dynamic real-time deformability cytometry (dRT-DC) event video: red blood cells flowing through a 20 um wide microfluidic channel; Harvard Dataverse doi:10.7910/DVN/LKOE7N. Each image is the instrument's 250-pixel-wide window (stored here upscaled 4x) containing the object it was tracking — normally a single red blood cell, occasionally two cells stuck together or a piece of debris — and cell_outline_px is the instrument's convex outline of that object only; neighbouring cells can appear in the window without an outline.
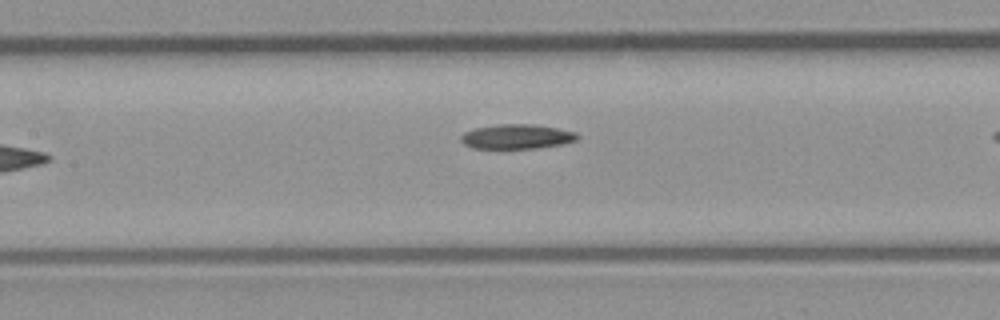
{"species": "common noctule bat (a hibernating species)", "species_latin": "Nyctalus noctula", "temperature_condition": "room temperature", "stored_images_in_passage": 8, "camera_frame_rate_fps": 3000, "um_per_image_px": 0.085, "animal": {"sex": "male", "body_mass_g": 23.1, "forearm_length_mm": 52.7}, "frame": {"image": 1, "passage_image": 7, "time_ms": 8.0, "image_size_px": [1000, 320], "cell_outline_px": [[580, 136], [576, 140], [560, 144], [536, 148], [472, 148], [464, 144], [460, 140], [460, 136], [464, 132], [476, 128], [500, 124], [532, 124], [556, 128], [576, 132]], "centroid_in_image_um": [43.91, 11.61], "position_along_channel_um": 163.5, "area_um2": 16.53}}